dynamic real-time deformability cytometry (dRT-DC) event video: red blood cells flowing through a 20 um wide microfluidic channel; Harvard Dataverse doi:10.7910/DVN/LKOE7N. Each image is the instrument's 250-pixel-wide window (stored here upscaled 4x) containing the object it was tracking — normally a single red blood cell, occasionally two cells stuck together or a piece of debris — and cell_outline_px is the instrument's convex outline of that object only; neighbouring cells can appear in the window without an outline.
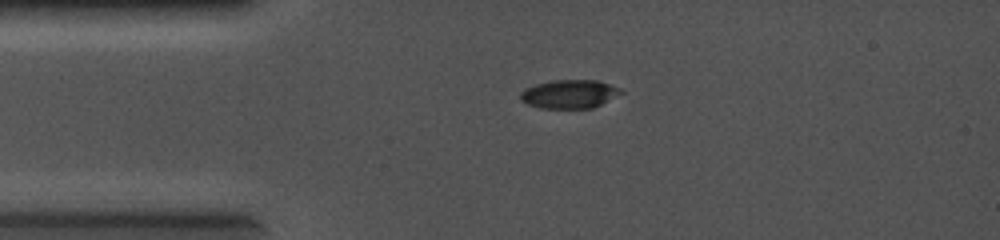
{"species": "common noctule bat (a hibernating species)", "species_latin": "Nyctalus noctula", "temperature_condition": "cold", "stored_images_in_passage": 51, "camera_frame_rate_fps": 5000, "um_per_image_px": 0.085, "animal": {"sex": "female", "body_mass_g": 19.0, "forearm_length_mm": 56.7}, "frame": {"image": 1, "passage_image": 1, "time_ms": 0.0, "image_size_px": [1000, 240], "cell_outline_px": [[624, 92], [592, 108], [540, 108], [528, 104], [520, 100], [520, 92], [524, 88], [536, 84], [552, 80], [596, 80], [620, 88]], "centroid_in_image_um": [48.36, 7.99], "position_along_channel_um": 36.6, "area_um2": 16.65}}
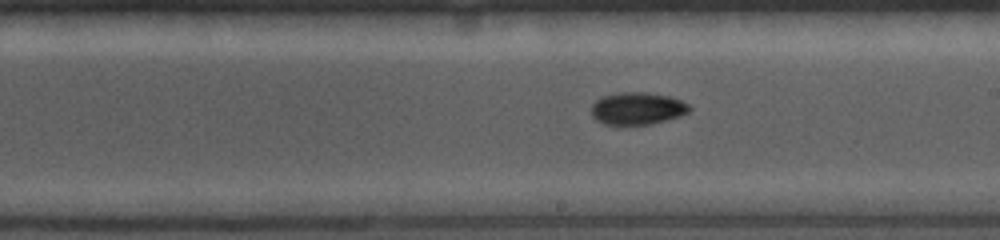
{"frame": {"image": 2, "passage_image": 23, "time_ms": 4.4, "image_size_px": [1000, 240], "cell_outline_px": [[692, 108], [688, 112], [680, 116], [652, 124], [624, 128], [616, 128], [604, 124], [596, 120], [592, 116], [592, 104], [596, 100], [604, 96], [620, 92], [644, 92], [672, 96], [688, 104]], "centroid_in_image_um": [54.15, 9.27], "position_along_channel_um": 234.9, "area_um2": 19.25}}
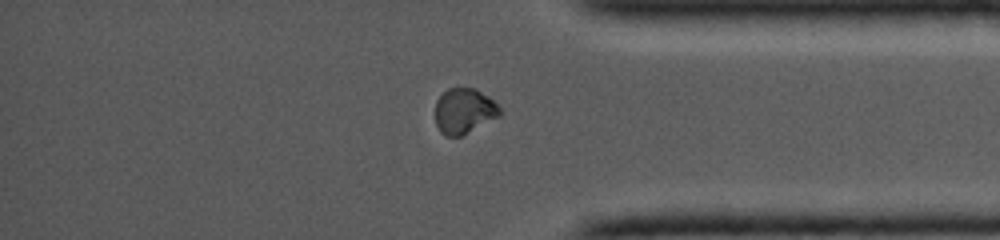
{"frame": {"image": 3, "passage_image": 40, "time_ms": 7.8, "image_size_px": [1000, 240], "cell_outline_px": [[500, 116], [460, 136], [448, 136], [440, 132], [436, 124], [436, 100], [448, 88], [476, 88], [488, 96], [500, 108]], "centroid_in_image_um": [39.44, 9.42], "position_along_channel_um": 395.8, "area_um2": 16.88}}